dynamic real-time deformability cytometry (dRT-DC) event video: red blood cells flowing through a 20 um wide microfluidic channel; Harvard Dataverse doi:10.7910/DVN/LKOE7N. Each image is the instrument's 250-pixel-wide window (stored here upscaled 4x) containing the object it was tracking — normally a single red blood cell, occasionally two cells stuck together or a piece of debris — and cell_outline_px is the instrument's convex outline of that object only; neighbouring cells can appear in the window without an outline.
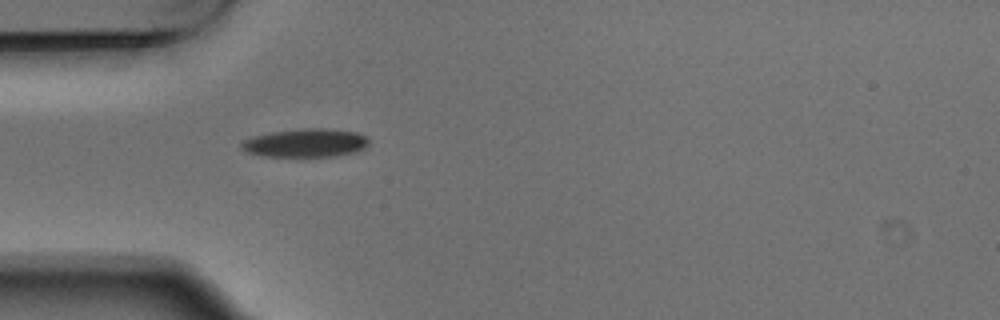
{"species": "Egyptian fruit bat (a non-hibernating species)", "species_latin": "Rousettus aegyptiacus", "temperature_condition": "warm", "stored_images_in_passage": 1, "camera_frame_rate_fps": 3000, "um_per_image_px": 0.085, "animal": {"sex": "male"}, "frame": {"image": 1, "passage_image": 1, "time_ms": 0.0, "image_size_px": [1000, 320], "cell_outline_px": [[368, 144], [364, 148], [356, 152], [336, 156], [264, 156], [244, 152], [240, 148], [240, 144], [244, 140], [252, 136], [268, 132], [300, 128], [324, 128], [356, 132], [364, 136], [368, 140]], "centroid_in_image_um": [25.92, 12.14], "position_along_channel_um": 59.1, "area_um2": 21.27}}